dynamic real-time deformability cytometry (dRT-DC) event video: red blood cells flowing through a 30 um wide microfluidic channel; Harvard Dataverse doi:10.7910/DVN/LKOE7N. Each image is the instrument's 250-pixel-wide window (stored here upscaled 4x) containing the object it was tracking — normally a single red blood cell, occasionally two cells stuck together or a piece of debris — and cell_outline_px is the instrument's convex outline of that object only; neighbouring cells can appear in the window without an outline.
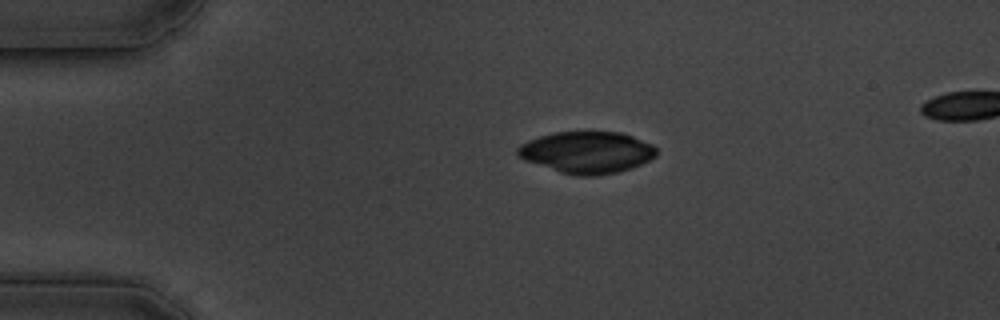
{"species": "common noctule bat (a hibernating species)", "species_latin": "Nyctalus noctula", "temperature_condition": "cold", "stored_images_in_passage": 48, "camera_frame_rate_fps": 3000, "um_per_image_px": 0.085, "animal": {"sex": "male", "body_mass_g": 19.5, "forearm_length_mm": 54.6}, "frame": {"image": 1, "passage_image": 1, "time_ms": 0.0, "image_size_px": [1000, 320], "cell_outline_px": [[652, 156], [644, 160], [624, 168], [604, 172], [568, 172], [524, 156], [520, 152], [520, 148], [536, 140], [548, 136], [568, 132], [608, 132], [628, 136], [652, 148]], "centroid_in_image_um": [49.94, 12.88], "position_along_channel_um": 35.1, "area_um2": 28.61}}
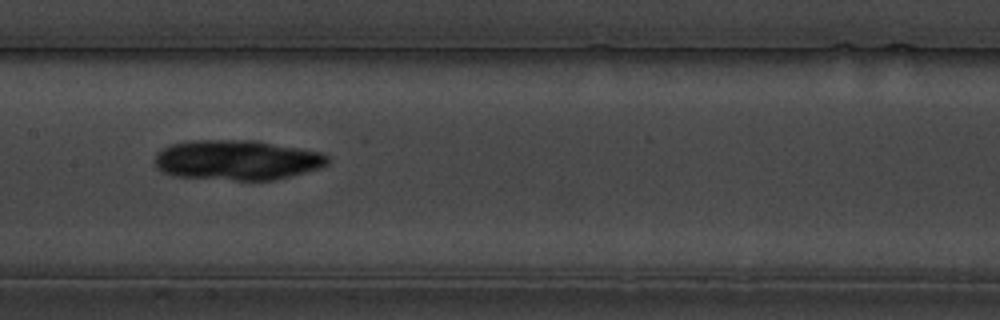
{"frame": {"image": 2, "passage_image": 18, "time_ms": 5.667, "image_size_px": [1000, 320], "cell_outline_px": [[324, 160], [320, 164], [292, 172], [272, 176], [240, 176], [176, 172], [160, 164], [160, 156], [164, 152], [172, 148], [192, 144], [256, 144], [300, 152], [320, 156]], "centroid_in_image_um": [20.11, 13.59], "position_along_channel_um": 187.3, "area_um2": 29.71}}
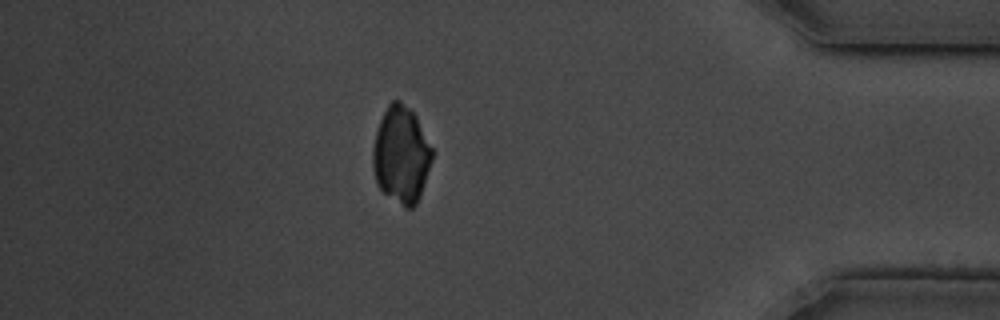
{"frame": {"image": 3, "passage_image": 40, "time_ms": 13.0, "image_size_px": [1000, 320], "cell_outline_px": [[432, 156], [416, 200], [412, 204], [404, 204], [388, 192], [380, 184], [376, 176], [376, 140], [380, 124], [388, 108], [396, 100], [412, 116], [432, 152]], "centroid_in_image_um": [34.11, 13.15], "position_along_channel_um": 401.1, "area_um2": 28.78}}